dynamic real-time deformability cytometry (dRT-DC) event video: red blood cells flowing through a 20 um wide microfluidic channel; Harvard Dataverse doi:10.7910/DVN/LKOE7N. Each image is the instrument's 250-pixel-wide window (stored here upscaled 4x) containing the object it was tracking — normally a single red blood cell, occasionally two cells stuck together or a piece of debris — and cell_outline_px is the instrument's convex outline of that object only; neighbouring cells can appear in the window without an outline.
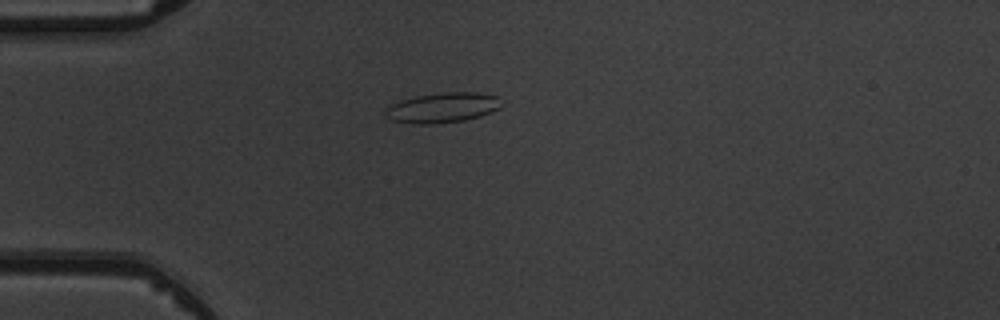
{"species": "common noctule bat (a hibernating species)", "species_latin": "Nyctalus noctula", "temperature_condition": "warm", "stored_images_in_passage": 1, "camera_frame_rate_fps": 3000, "um_per_image_px": 0.085, "animal": {"sex": "male", "body_mass_g": 19.5, "forearm_length_mm": 54.6}, "frame": {"image": 1, "passage_image": 1, "time_ms": 0.0, "image_size_px": [1000, 320], "cell_outline_px": [[504, 104], [500, 108], [492, 112], [480, 116], [464, 120], [428, 124], [412, 124], [392, 120], [384, 116], [384, 112], [392, 104], [400, 100], [416, 96], [444, 92], [476, 92], [500, 96]], "centroid_in_image_um": [37.67, 9.14], "position_along_channel_um": 47.3, "area_um2": 20.52}}